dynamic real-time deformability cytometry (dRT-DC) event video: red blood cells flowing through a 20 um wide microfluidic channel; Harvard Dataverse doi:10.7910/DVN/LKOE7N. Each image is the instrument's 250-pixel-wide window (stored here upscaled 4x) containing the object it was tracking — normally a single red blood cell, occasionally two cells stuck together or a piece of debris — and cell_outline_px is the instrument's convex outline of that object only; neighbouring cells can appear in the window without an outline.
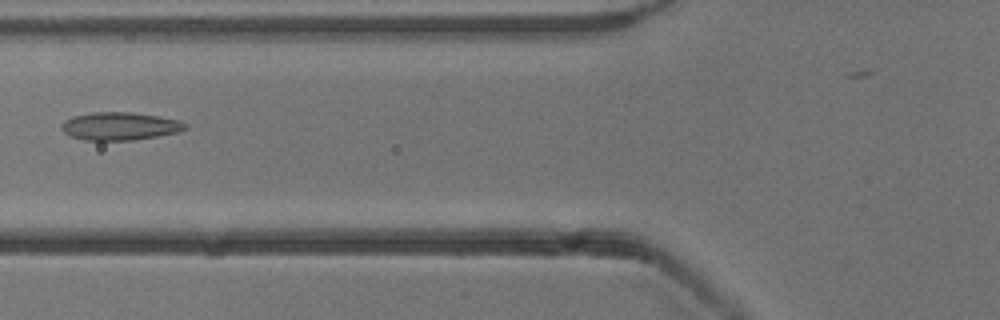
{"species": "common noctule bat (a hibernating species)", "species_latin": "Nyctalus noctula", "temperature_condition": "cold", "stored_images_in_passage": 6, "camera_frame_rate_fps": 3000, "um_per_image_px": 0.085, "animal": {"sex": "male", "body_mass_g": 13.3}, "frame": {"image": 1, "passage_image": 5, "time_ms": 6.0, "image_size_px": [1000, 320], "cell_outline_px": [[188, 128], [180, 132], [132, 140], [84, 140], [72, 136], [64, 132], [60, 128], [60, 124], [64, 120], [72, 116], [92, 112], [132, 112], [160, 116], [180, 120], [188, 124]], "centroid_in_image_um": [10.2, 10.71], "position_along_channel_um": 115.6, "area_um2": 20.35}}